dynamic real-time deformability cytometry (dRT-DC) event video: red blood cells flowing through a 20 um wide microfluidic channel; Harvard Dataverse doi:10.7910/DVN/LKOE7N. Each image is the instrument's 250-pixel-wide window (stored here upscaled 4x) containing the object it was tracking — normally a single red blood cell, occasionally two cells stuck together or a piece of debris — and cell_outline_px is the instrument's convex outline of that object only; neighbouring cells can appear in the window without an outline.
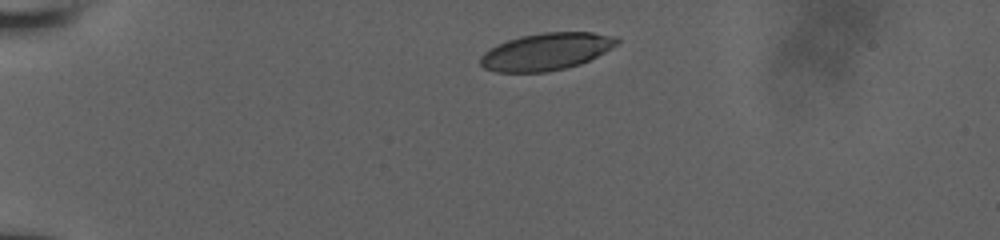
{"species": "human", "species_latin": "Homo sapiens", "temperature_condition": "room temperature", "stored_images_in_passage": 6, "camera_frame_rate_fps": 3000, "um_per_image_px": 0.085, "donor": {"sex": "male"}, "frame": {"image": 1, "passage_image": 1, "time_ms": 0.0, "image_size_px": [1000, 240], "cell_outline_px": [[620, 40], [616, 44], [604, 52], [580, 64], [548, 72], [496, 72], [484, 68], [480, 64], [480, 56], [484, 52], [496, 44], [520, 36], [544, 32], [592, 32], [616, 36]], "centroid_in_image_um": [46.4, 4.38], "position_along_channel_um": 38.6, "area_um2": 29.54}}
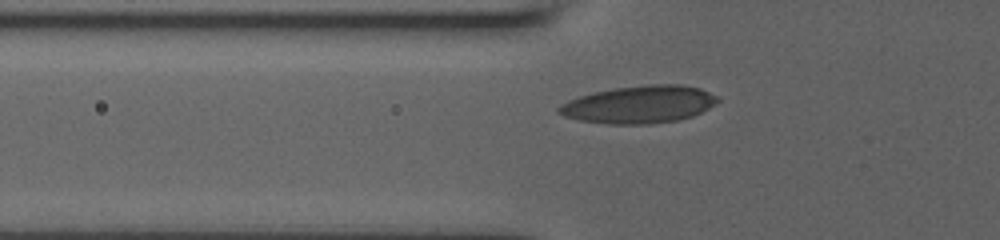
{"frame": {"image": 2, "passage_image": 5, "time_ms": 2.333, "image_size_px": [1000, 240], "cell_outline_px": [[720, 100], [716, 104], [692, 116], [676, 120], [648, 124], [608, 124], [580, 120], [564, 116], [556, 112], [556, 108], [560, 104], [568, 100], [592, 92], [616, 88], [648, 84], [684, 84], [700, 88], [716, 96]], "centroid_in_image_um": [54.31, 8.87], "position_along_channel_um": 71.5, "area_um2": 34.74}}